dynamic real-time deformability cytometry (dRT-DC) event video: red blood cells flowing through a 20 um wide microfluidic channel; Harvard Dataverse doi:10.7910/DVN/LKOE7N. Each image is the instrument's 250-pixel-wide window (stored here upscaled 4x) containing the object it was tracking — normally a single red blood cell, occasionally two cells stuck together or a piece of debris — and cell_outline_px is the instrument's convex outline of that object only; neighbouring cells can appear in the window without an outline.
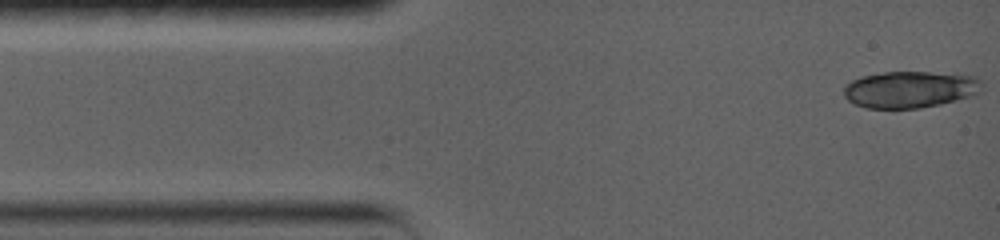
{"species": "common noctule bat (a hibernating species)", "species_latin": "Nyctalus noctula", "temperature_condition": "warm", "stored_images_in_passage": 7, "camera_frame_rate_fps": 5000, "um_per_image_px": 0.085, "animal": {"sex": "female", "body_mass_g": 19.0, "forearm_length_mm": 56.7}, "frame": {"image": 1, "passage_image": 1, "time_ms": 0.0, "image_size_px": [1000, 240], "cell_outline_px": [[984, 84], [980, 92], [956, 100], [940, 104], [920, 108], [868, 108], [856, 104], [848, 100], [844, 96], [844, 84], [860, 76], [884, 72], [928, 72], [976, 76]], "centroid_in_image_um": [77.34, 7.59], "position_along_channel_um": 7.7, "area_um2": 29.54}}